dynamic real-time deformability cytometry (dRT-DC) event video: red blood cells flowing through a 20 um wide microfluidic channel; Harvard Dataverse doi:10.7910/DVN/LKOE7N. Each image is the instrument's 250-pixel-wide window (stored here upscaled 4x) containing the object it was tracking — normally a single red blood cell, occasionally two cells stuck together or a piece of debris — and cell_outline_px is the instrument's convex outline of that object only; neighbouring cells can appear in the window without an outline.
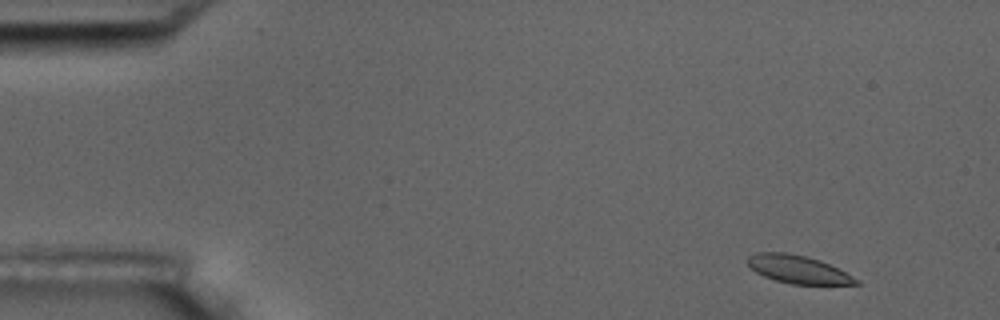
{"species": "common noctule bat (a hibernating species)", "species_latin": "Nyctalus noctula", "temperature_condition": "room temperature", "stored_images_in_passage": 9, "camera_frame_rate_fps": 3000, "um_per_image_px": 0.085, "animal": {"sex": "male", "body_mass_g": 17.5, "forearm_length_mm": 52.3}, "frame": {"image": 1, "passage_image": 1, "time_ms": 0.0, "image_size_px": [1000, 320], "cell_outline_px": [[860, 284], [792, 284], [776, 280], [764, 276], [756, 272], [748, 264], [748, 256], [756, 252], [784, 252], [804, 256], [820, 260], [860, 280]], "centroid_in_image_um": [67.81, 22.89], "position_along_channel_um": 17.2, "area_um2": 17.34}}
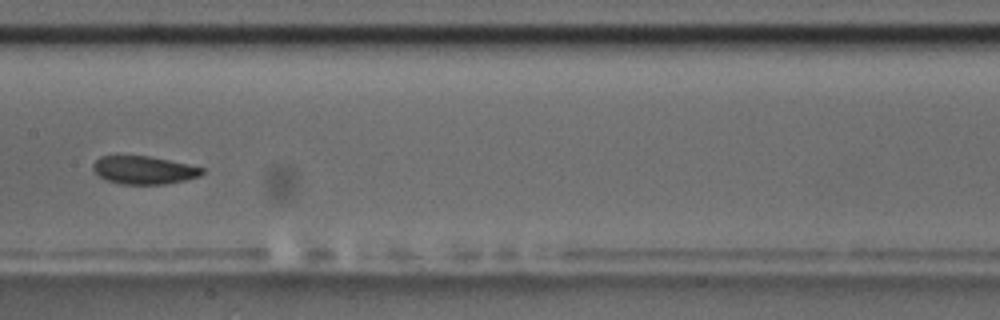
{"frame": {"image": 2, "passage_image": 8, "time_ms": 8.0, "image_size_px": [1000, 320], "cell_outline_px": [[204, 172], [200, 176], [184, 180], [164, 184], [120, 184], [108, 180], [100, 176], [92, 168], [92, 164], [100, 156], [152, 156], [188, 164], [204, 168]], "centroid_in_image_um": [12.24, 14.45], "position_along_channel_um": 195.2, "area_um2": 17.74}}
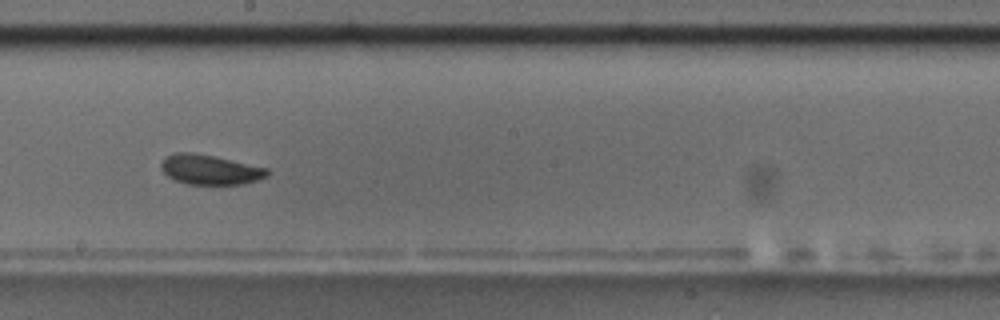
{"frame": {"image": 3, "passage_image": 9, "time_ms": 9.0, "image_size_px": [1000, 320], "cell_outline_px": [[268, 176], [256, 180], [240, 184], [188, 184], [176, 180], [168, 176], [160, 168], [160, 164], [164, 156], [176, 152], [192, 152], [212, 156], [268, 168]], "centroid_in_image_um": [17.8, 14.41], "position_along_channel_um": 230.4, "area_um2": 18.26}}